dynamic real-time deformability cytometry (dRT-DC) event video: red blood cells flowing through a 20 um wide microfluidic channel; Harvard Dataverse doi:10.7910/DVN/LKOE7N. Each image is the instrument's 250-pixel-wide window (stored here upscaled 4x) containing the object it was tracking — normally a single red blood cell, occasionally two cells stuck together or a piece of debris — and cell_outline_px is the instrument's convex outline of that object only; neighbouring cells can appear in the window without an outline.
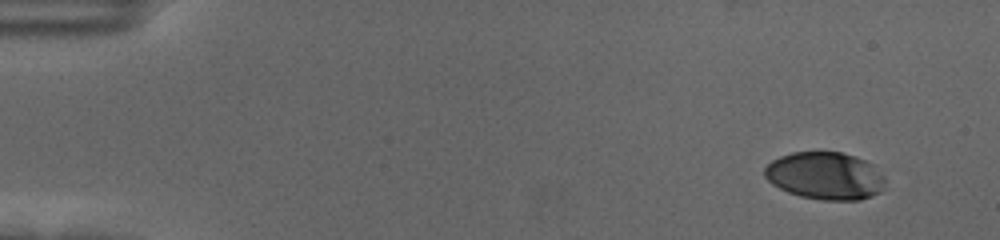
{"species": "human", "species_latin": "Homo sapiens", "temperature_condition": "cold", "stored_images_in_passage": 54, "camera_frame_rate_fps": 3000, "um_per_image_px": 0.085, "donor": {"sex": "female"}, "frame": {"image": 1, "passage_image": 1, "time_ms": 0.0, "image_size_px": [1000, 240], "cell_outline_px": [[884, 188], [880, 192], [872, 196], [860, 200], [824, 200], [800, 196], [788, 192], [772, 184], [764, 176], [764, 168], [772, 160], [780, 156], [792, 152], [840, 152], [864, 160], [872, 164], [884, 176]], "centroid_in_image_um": [70.13, 14.95], "position_along_channel_um": 14.9, "area_um2": 33.35}}
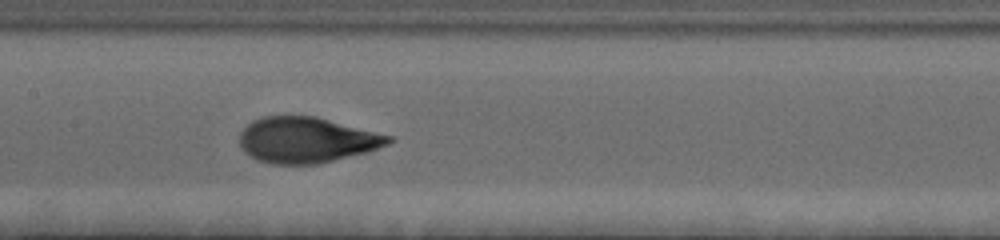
{"frame": {"image": 2, "passage_image": 26, "time_ms": 8.333, "image_size_px": [1000, 240], "cell_outline_px": [[396, 140], [388, 144], [368, 152], [316, 164], [272, 164], [256, 160], [244, 152], [240, 144], [240, 132], [252, 120], [264, 116], [312, 116], [392, 136]], "centroid_in_image_um": [26.04, 11.91], "position_along_channel_um": 181.4, "area_um2": 39.42}}
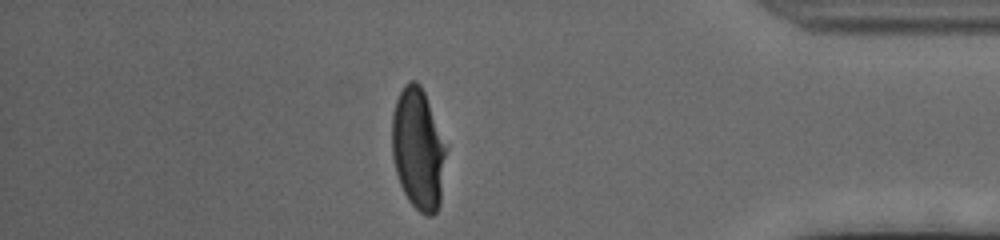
{"frame": {"image": 3, "passage_image": 47, "time_ms": 15.333, "image_size_px": [1000, 240], "cell_outline_px": [[448, 148], [440, 204], [436, 212], [432, 216], [424, 216], [408, 200], [400, 184], [396, 172], [392, 156], [392, 112], [396, 100], [404, 84], [408, 80], [416, 80], [420, 84], [424, 92], [448, 144]], "centroid_in_image_um": [35.57, 12.66], "position_along_channel_um": 399.6, "area_um2": 39.13}, "authors_computed_cell_mechanics": {"area_um2": 39.1017, "velocity_mm_per_s": 3.5543, "shape_relaxation_time_tau1_ms": 3.814, "shape_relaxation_time_tau2_ms": null, "deformation_change_tau1": 0.1783, "deformation_change_tau2": null}}